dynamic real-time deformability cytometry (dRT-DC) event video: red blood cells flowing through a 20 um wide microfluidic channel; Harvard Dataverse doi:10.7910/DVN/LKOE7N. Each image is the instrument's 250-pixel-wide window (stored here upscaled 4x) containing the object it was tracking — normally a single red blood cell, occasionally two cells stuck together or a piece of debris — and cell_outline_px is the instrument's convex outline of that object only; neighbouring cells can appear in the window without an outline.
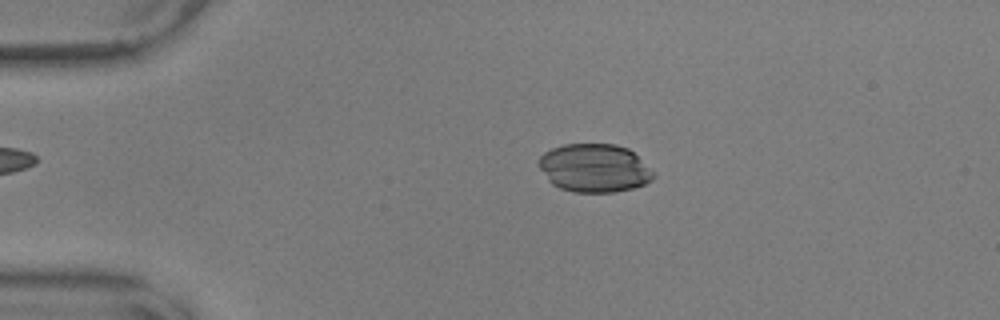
{"species": "common noctule bat (a hibernating species)", "species_latin": "Nyctalus noctula", "temperature_condition": "warm", "stored_images_in_passage": 49, "camera_frame_rate_fps": 3000, "um_per_image_px": 0.085, "animal": {"sex": "male", "body_mass_g": 17.9, "forearm_length_mm": 54.2}, "frame": {"image": 1, "passage_image": 5, "time_ms": 1.333, "image_size_px": [1000, 320], "cell_outline_px": [[656, 176], [652, 180], [644, 184], [632, 188], [616, 192], [572, 192], [560, 188], [552, 184], [548, 180], [536, 164], [540, 156], [544, 152], [552, 148], [564, 144], [616, 144], [628, 148], [656, 172]], "centroid_in_image_um": [50.52, 14.28], "position_along_channel_um": 34.5, "area_um2": 32.66}}
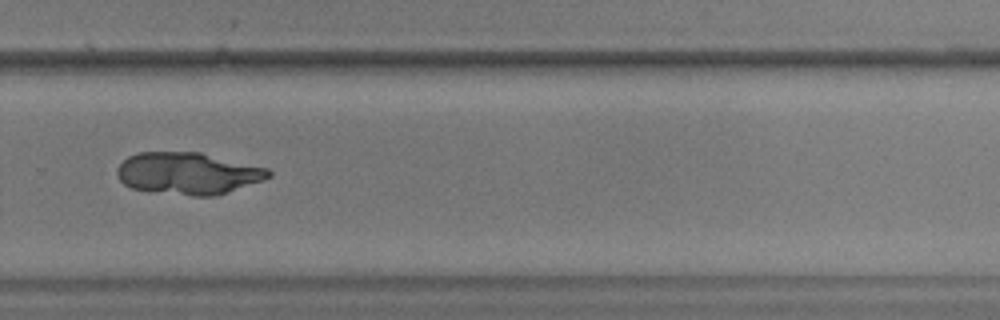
{"frame": {"image": 2, "passage_image": 32, "time_ms": 10.333, "image_size_px": [1000, 320], "cell_outline_px": [[272, 176], [264, 180], [216, 196], [192, 196], [132, 188], [124, 184], [120, 180], [116, 172], [116, 168], [128, 156], [140, 152], [200, 152], [268, 168], [272, 172]], "centroid_in_image_um": [16.01, 14.73], "position_along_channel_um": 313.8, "area_um2": 36.99}}
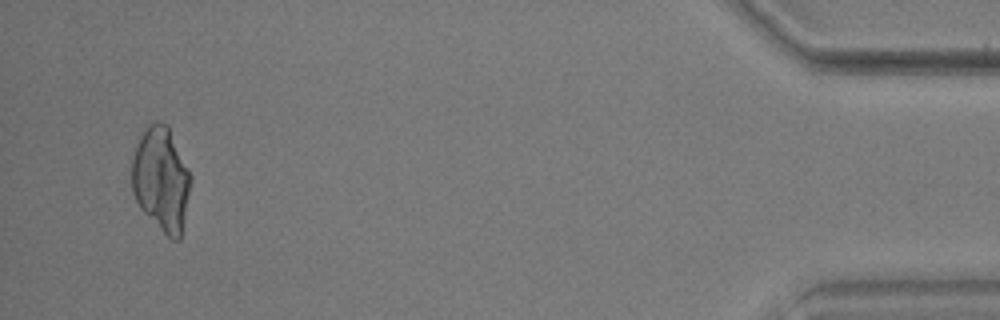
{"frame": {"image": 3, "passage_image": 47, "time_ms": 15.333, "image_size_px": [1000, 320], "cell_outline_px": [[192, 180], [180, 240], [172, 240], [140, 208], [132, 192], [132, 160], [140, 136], [144, 128], [148, 124], [156, 120], [160, 120], [168, 124], [192, 176]], "centroid_in_image_um": [13.72, 15.18], "position_along_channel_um": 421.5, "area_um2": 35.84}}